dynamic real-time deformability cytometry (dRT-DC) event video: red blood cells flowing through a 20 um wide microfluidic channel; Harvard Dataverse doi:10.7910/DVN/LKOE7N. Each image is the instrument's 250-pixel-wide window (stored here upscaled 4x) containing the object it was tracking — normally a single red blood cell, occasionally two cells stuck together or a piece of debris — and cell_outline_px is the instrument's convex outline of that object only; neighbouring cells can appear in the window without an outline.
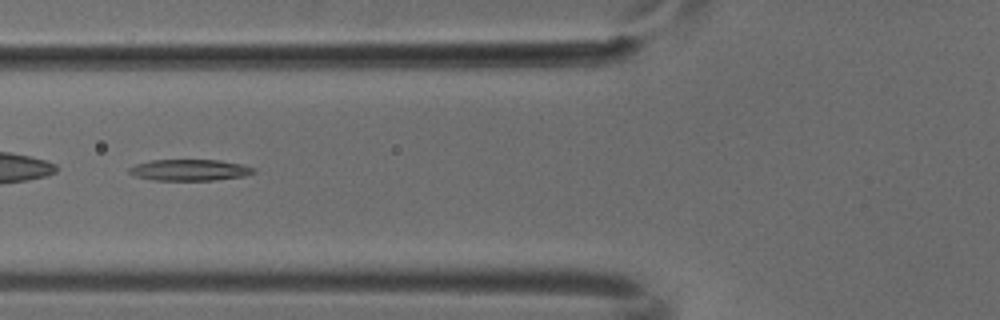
{"species": "common noctule bat (a hibernating species)", "species_latin": "Nyctalus noctula", "temperature_condition": "cold", "stored_images_in_passage": 7, "camera_frame_rate_fps": 3000, "um_per_image_px": 0.085, "animal": {"sex": "male", "body_mass_g": 18.8}, "frame": {"image": 1, "passage_image": 6, "time_ms": 1.667, "image_size_px": [1000, 320], "cell_outline_px": [[256, 172], [244, 176], [216, 180], [152, 180], [136, 176], [128, 172], [128, 168], [136, 164], [152, 160], [220, 160], [244, 164], [256, 168]], "centroid_in_image_um": [16.17, 14.45], "position_along_channel_um": 109.6, "area_um2": 15.55}}
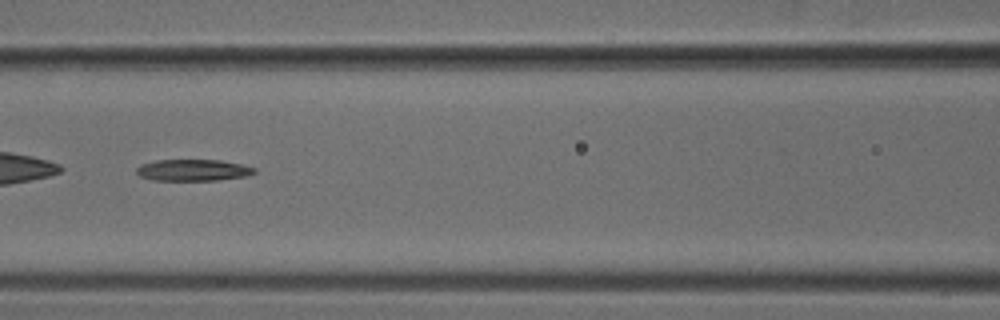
{"frame": {"image": 2, "passage_image": 7, "time_ms": 2.0, "image_size_px": [1000, 320], "cell_outline_px": [[256, 172], [248, 176], [216, 180], [152, 180], [140, 176], [136, 172], [136, 168], [140, 164], [156, 160], [220, 160], [240, 164], [256, 168]], "centroid_in_image_um": [16.4, 14.46], "position_along_channel_um": 150.2, "area_um2": 14.8}}